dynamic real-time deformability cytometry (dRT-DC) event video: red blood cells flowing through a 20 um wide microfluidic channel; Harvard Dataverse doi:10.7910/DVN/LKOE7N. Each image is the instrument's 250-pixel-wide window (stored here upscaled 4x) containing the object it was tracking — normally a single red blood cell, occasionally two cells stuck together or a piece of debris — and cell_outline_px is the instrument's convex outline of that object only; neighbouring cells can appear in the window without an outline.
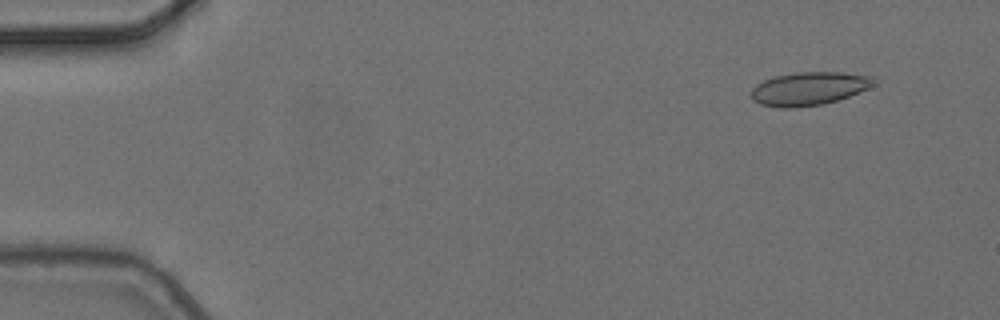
{"species": "common noctule bat (a hibernating species)", "species_latin": "Nyctalus noctula", "temperature_condition": "cold", "stored_images_in_passage": 11, "camera_frame_rate_fps": 3000, "um_per_image_px": 0.085, "animal": {"sex": "female", "body_mass_g": 24.6, "forearm_length_mm": 56.2}, "frame": {"image": 1, "passage_image": 2, "time_ms": 0.333, "image_size_px": [1000, 320], "cell_outline_px": [[876, 84], [868, 88], [848, 96], [836, 100], [820, 104], [792, 108], [780, 108], [760, 104], [752, 100], [752, 88], [756, 84], [764, 80], [776, 76], [796, 72], [840, 72], [872, 76], [876, 80]], "centroid_in_image_um": [68.75, 7.52], "position_along_channel_um": 16.2, "area_um2": 23.64}}
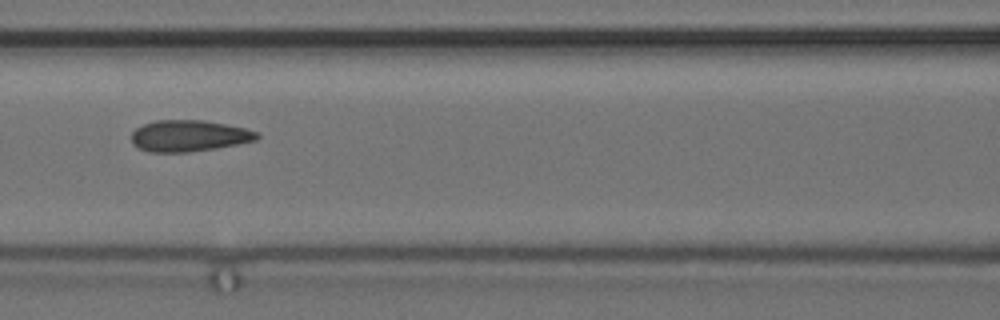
{"frame": {"image": 2, "passage_image": 7, "time_ms": 2.0, "image_size_px": [1000, 320], "cell_outline_px": [[260, 136], [256, 140], [216, 148], [188, 152], [148, 152], [132, 144], [132, 132], [136, 128], [144, 124], [156, 120], [204, 120], [244, 128], [256, 132]], "centroid_in_image_um": [16.03, 11.55], "position_along_channel_um": 150.6, "area_um2": 22.77}}
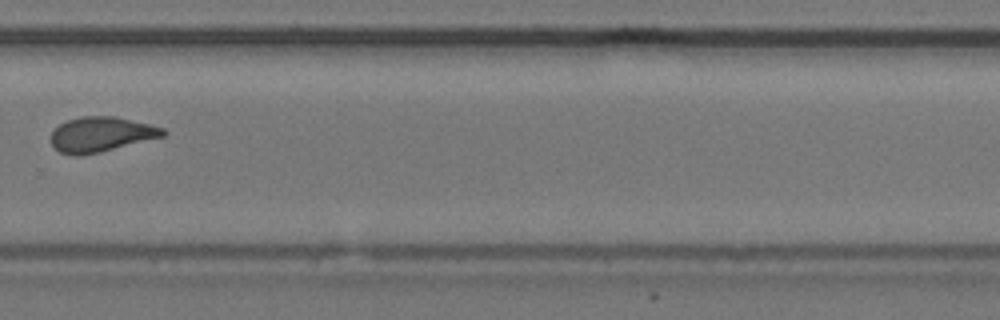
{"frame": {"image": 3, "passage_image": 11, "time_ms": 3.333, "image_size_px": [1000, 320], "cell_outline_px": [[168, 132], [164, 136], [100, 152], [80, 156], [72, 156], [60, 152], [52, 144], [52, 132], [60, 124], [68, 120], [80, 116], [112, 116], [152, 124], [164, 128]], "centroid_in_image_um": [8.62, 11.42], "position_along_channel_um": 321.2, "area_um2": 22.77}}